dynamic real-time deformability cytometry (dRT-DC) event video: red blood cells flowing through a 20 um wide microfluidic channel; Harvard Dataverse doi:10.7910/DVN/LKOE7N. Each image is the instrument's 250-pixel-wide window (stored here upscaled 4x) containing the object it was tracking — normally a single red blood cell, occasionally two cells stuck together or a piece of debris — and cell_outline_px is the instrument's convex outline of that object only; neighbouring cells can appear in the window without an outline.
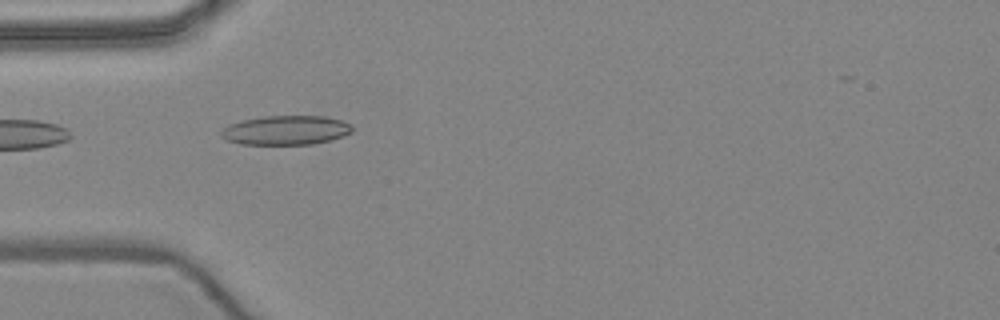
{"species": "common noctule bat (a hibernating species)", "species_latin": "Nyctalus noctula", "temperature_condition": "warm", "stored_images_in_passage": 7, "camera_frame_rate_fps": 3000, "um_per_image_px": 0.085, "animal": {"sex": "female", "body_mass_g": 24.6, "forearm_length_mm": 56.2}, "frame": {"image": 1, "passage_image": 5, "time_ms": 4.667, "image_size_px": [1000, 320], "cell_outline_px": [[352, 132], [332, 140], [312, 144], [240, 144], [228, 140], [220, 136], [220, 132], [228, 124], [240, 120], [264, 116], [324, 116], [344, 120], [352, 124]], "centroid_in_image_um": [24.31, 11.06], "position_along_channel_um": 60.7, "area_um2": 22.54}}
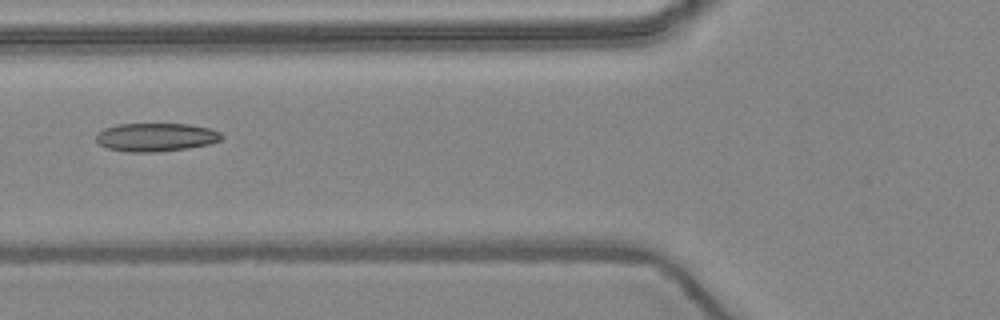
{"frame": {"image": 2, "passage_image": 6, "time_ms": 6.0, "image_size_px": [1000, 320], "cell_outline_px": [[224, 136], [220, 140], [208, 144], [188, 148], [156, 152], [128, 152], [108, 148], [100, 144], [96, 140], [96, 136], [104, 128], [116, 124], [188, 124], [208, 128], [220, 132]], "centroid_in_image_um": [13.25, 11.66], "position_along_channel_um": 112.5, "area_um2": 20.63}}
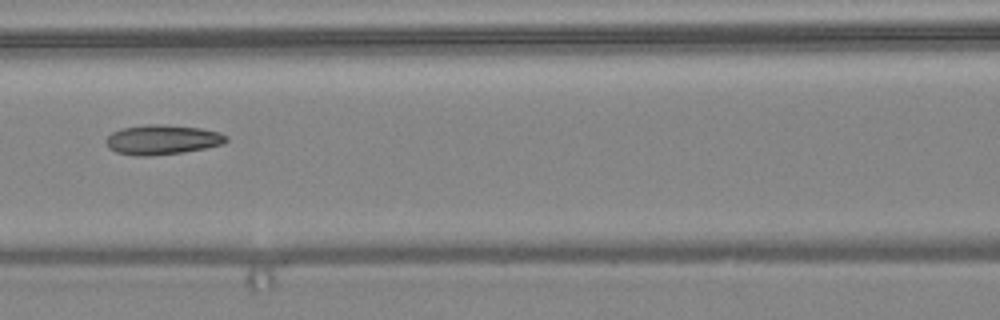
{"frame": {"image": 3, "passage_image": 7, "time_ms": 7.0, "image_size_px": [1000, 320], "cell_outline_px": [[228, 140], [224, 144], [204, 148], [180, 152], [148, 156], [136, 156], [116, 152], [108, 148], [104, 140], [112, 132], [120, 128], [144, 124], [160, 124], [200, 128], [220, 132], [228, 136]], "centroid_in_image_um": [13.76, 11.86], "position_along_channel_um": 152.8, "area_um2": 20.92}}